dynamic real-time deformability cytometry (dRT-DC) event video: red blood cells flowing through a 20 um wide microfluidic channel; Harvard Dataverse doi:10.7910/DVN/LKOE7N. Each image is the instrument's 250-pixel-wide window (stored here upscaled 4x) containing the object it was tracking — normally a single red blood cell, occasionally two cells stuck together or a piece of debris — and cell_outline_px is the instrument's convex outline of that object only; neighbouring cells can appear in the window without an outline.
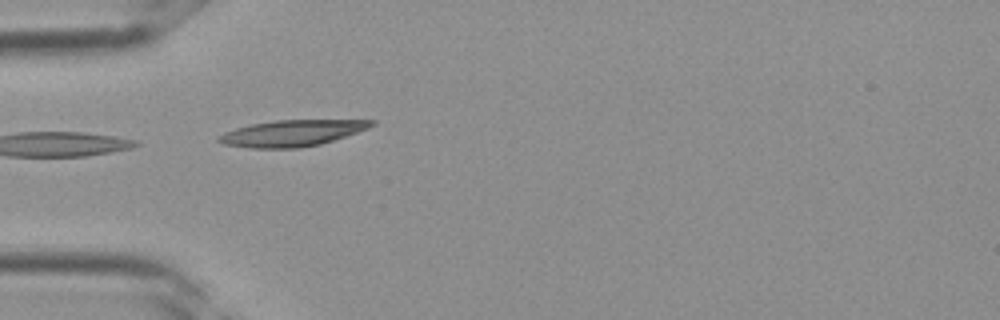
{"species": "Egyptian fruit bat (a non-hibernating species)", "species_latin": "Rousettus aegyptiacus", "temperature_condition": "room temperature", "stored_images_in_passage": 13, "camera_frame_rate_fps": 3000, "um_per_image_px": 0.085, "frame": {"image": 1, "passage_image": 11, "time_ms": 3.333, "image_size_px": [1000, 320], "cell_outline_px": [[376, 124], [368, 128], [320, 144], [300, 148], [248, 148], [224, 144], [216, 140], [224, 132], [236, 128], [252, 124], [276, 120], [376, 120]], "centroid_in_image_um": [24.8, 11.32], "position_along_channel_um": 60.2, "area_um2": 23.12}}